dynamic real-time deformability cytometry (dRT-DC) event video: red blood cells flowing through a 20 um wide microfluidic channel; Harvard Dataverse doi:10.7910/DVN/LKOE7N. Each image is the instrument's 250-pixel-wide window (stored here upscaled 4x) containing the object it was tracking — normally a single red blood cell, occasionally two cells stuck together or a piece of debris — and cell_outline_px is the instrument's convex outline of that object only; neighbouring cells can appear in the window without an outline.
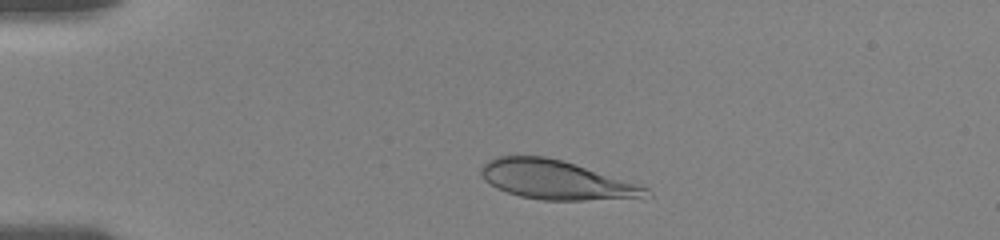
{"species": "human", "species_latin": "Homo sapiens", "temperature_condition": "room temperature", "stored_images_in_passage": 12, "camera_frame_rate_fps": 3000, "um_per_image_px": 0.085, "donor": {"sex": "female"}, "frame": {"image": 1, "passage_image": 3, "time_ms": 2.0, "image_size_px": [1000, 240], "cell_outline_px": [[652, 196], [584, 200], [540, 200], [520, 196], [496, 188], [484, 180], [480, 176], [480, 168], [488, 160], [496, 156], [544, 156], [560, 160], [640, 184], [648, 188], [652, 192]], "centroid_in_image_um": [47.23, 15.29], "position_along_channel_um": 37.8, "area_um2": 37.22}}
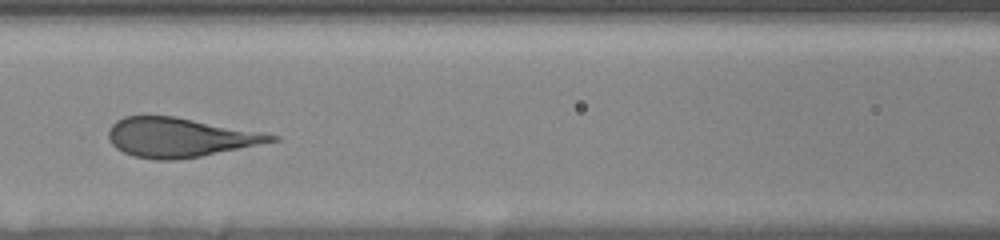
{"frame": {"image": 2, "passage_image": 7, "time_ms": 6.333, "image_size_px": [1000, 240], "cell_outline_px": [[280, 140], [200, 156], [176, 160], [156, 160], [132, 156], [116, 148], [108, 140], [108, 132], [112, 124], [116, 120], [124, 116], [176, 116], [264, 132], [280, 136]], "centroid_in_image_um": [15.27, 11.67], "position_along_channel_um": 151.3, "area_um2": 37.4}}
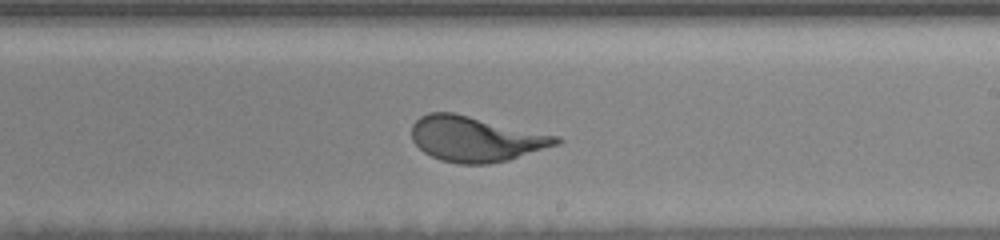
{"frame": {"image": 3, "passage_image": 11, "time_ms": 9.0, "image_size_px": [1000, 240], "cell_outline_px": [[564, 140], [560, 144], [508, 160], [488, 164], [460, 164], [440, 160], [424, 152], [412, 140], [412, 124], [420, 116], [428, 112], [452, 112], [560, 136]], "centroid_in_image_um": [40.46, 11.81], "position_along_channel_um": 248.5, "area_um2": 38.21}}